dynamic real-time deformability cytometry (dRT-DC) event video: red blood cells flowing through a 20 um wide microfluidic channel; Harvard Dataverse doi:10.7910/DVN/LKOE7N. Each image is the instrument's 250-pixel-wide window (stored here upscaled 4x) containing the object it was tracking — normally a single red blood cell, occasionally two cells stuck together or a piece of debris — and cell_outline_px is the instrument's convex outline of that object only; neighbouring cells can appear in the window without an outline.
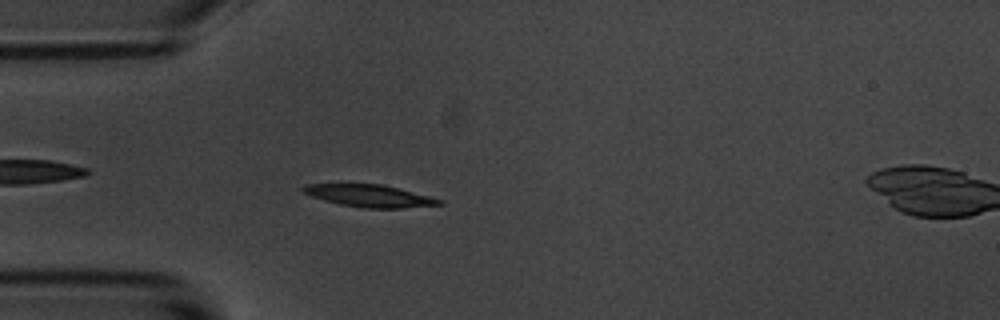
{"species": "common noctule bat (a hibernating species)", "species_latin": "Nyctalus noctula", "temperature_condition": "room temperature", "stored_images_in_passage": 57, "segment_of_instrument_passage": [1, 2], "camera_frame_rate_fps": 3000, "um_per_image_px": 0.085, "animal": {"sex": "male", "body_mass_g": 20.1, "forearm_length_mm": 53.5}, "frame": {"image": 1, "passage_image": 15, "time_ms": 4.667, "image_size_px": [1000, 320], "cell_outline_px": [[444, 204], [400, 208], [364, 208], [340, 204], [324, 200], [300, 192], [300, 188], [308, 184], [380, 184], [444, 200]], "centroid_in_image_um": [31.37, 16.65], "position_along_channel_um": 53.6, "area_um2": 17.4}}
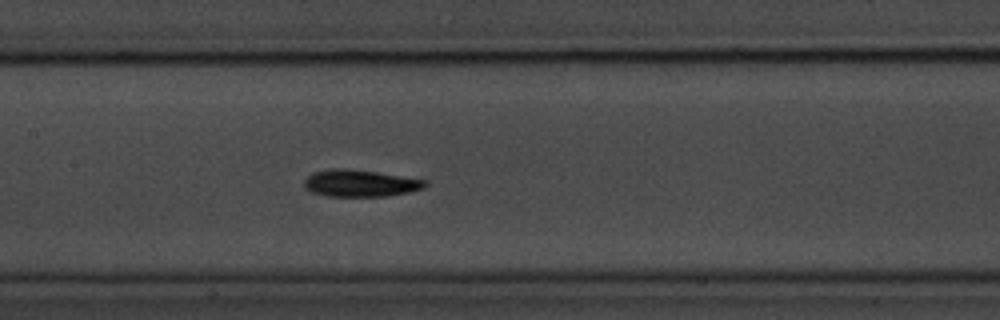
{"frame": {"image": 2, "passage_image": 26, "time_ms": 8.333, "image_size_px": [1000, 320], "cell_outline_px": [[428, 184], [424, 188], [408, 192], [388, 196], [324, 196], [312, 192], [304, 188], [304, 180], [312, 172], [336, 168], [344, 168], [376, 172], [428, 180]], "centroid_in_image_um": [30.61, 15.58], "position_along_channel_um": 176.8, "area_um2": 19.02}}
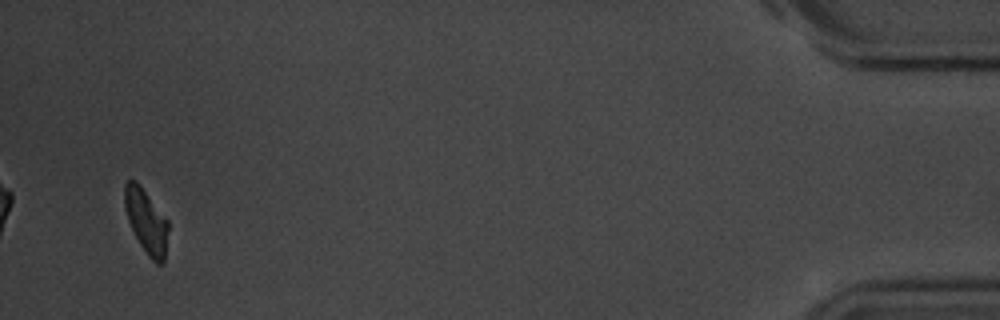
{"frame": {"image": 3, "passage_image": 54, "time_ms": 17.667, "image_size_px": [1000, 320], "cell_outline_px": [[168, 228], [164, 264], [156, 264], [148, 256], [140, 244], [128, 220], [124, 204], [124, 184], [128, 180], [136, 180], [140, 184], [168, 220]], "centroid_in_image_um": [12.44, 18.79], "position_along_channel_um": 422.8, "area_um2": 16.3}}